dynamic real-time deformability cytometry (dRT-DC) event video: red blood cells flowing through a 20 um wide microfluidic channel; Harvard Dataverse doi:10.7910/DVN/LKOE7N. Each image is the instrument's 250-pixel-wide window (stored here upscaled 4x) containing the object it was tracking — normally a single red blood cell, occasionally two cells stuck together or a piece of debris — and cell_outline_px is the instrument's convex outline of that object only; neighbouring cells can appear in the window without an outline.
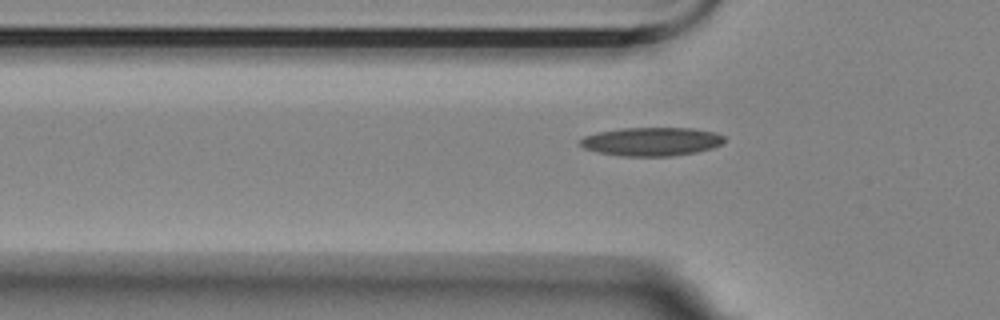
{"species": "Egyptian fruit bat (a non-hibernating species)", "species_latin": "Rousettus aegyptiacus", "temperature_condition": "room temperature", "stored_images_in_passage": 5, "segment_of_instrument_passage": [2, 2], "camera_frame_rate_fps": 3000, "um_per_image_px": 0.085, "animal": {"sex": "female"}, "frame": {"image": 1, "passage_image": 5, "time_ms": 1.333, "image_size_px": [1000, 320], "cell_outline_px": [[724, 140], [720, 144], [712, 148], [696, 152], [672, 156], [620, 156], [596, 152], [584, 148], [580, 144], [580, 140], [584, 136], [596, 132], [620, 128], [692, 128], [716, 132], [724, 136]], "centroid_in_image_um": [55.35, 12.03], "position_along_channel_um": 70.4, "area_um2": 24.1}}